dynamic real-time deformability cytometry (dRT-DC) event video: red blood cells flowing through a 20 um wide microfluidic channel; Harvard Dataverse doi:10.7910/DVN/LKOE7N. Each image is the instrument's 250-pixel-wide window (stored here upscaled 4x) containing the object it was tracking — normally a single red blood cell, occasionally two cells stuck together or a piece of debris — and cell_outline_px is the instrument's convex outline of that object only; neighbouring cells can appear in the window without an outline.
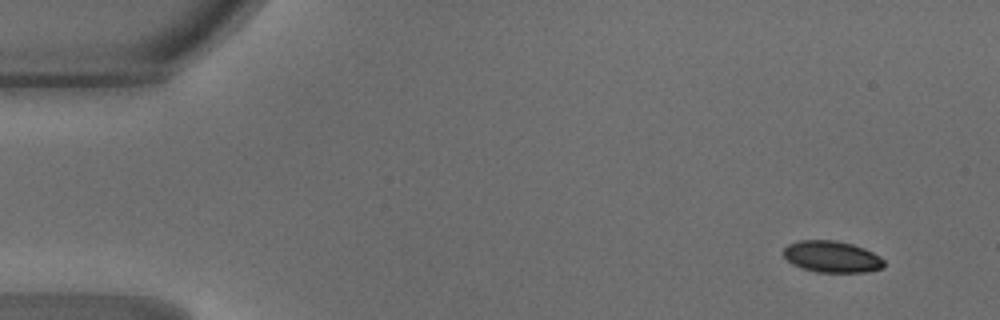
{"species": "common noctule bat (a hibernating species)", "species_latin": "Nyctalus noctula", "temperature_condition": "warm", "stored_images_in_passage": 45, "camera_frame_rate_fps": 3000, "um_per_image_px": 0.085, "animal": {"sex": "male", "body_mass_g": 18.8}, "frame": {"image": 1, "passage_image": 1, "time_ms": 0.0, "image_size_px": [1000, 320], "cell_outline_px": [[884, 268], [864, 272], [816, 272], [792, 264], [784, 256], [784, 248], [788, 244], [800, 240], [836, 240], [852, 244], [864, 248], [880, 256], [884, 260]], "centroid_in_image_um": [70.72, 21.81], "position_along_channel_um": 14.3, "area_um2": 18.44}}
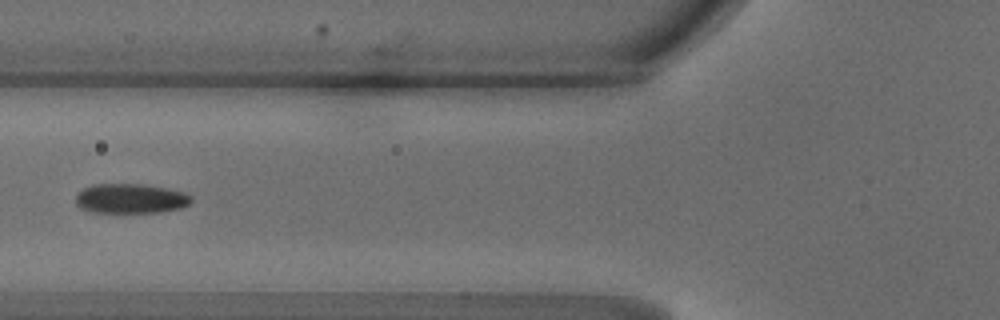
{"frame": {"image": 2, "passage_image": 16, "time_ms": 5.0, "image_size_px": [1000, 320], "cell_outline_px": [[192, 200], [188, 204], [180, 208], [160, 212], [88, 212], [80, 208], [76, 204], [76, 192], [92, 184], [144, 184], [184, 192], [192, 196]], "centroid_in_image_um": [11.06, 16.87], "position_along_channel_um": 114.7, "area_um2": 20.06}}
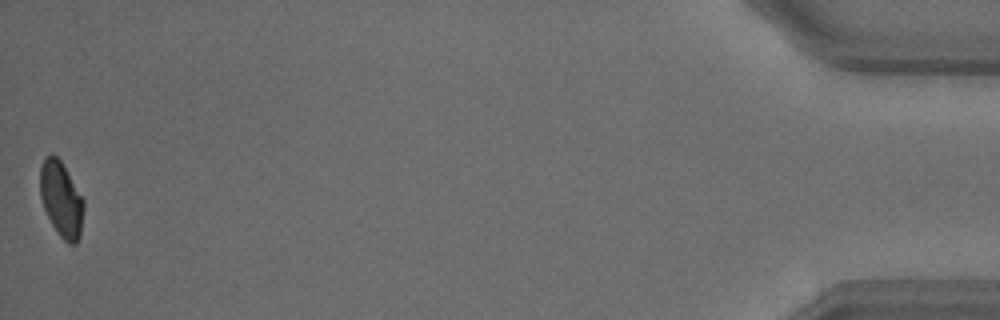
{"frame": {"image": 3, "passage_image": 45, "time_ms": 14.667, "image_size_px": [1000, 320], "cell_outline_px": [[84, 208], [80, 236], [76, 244], [68, 244], [60, 236], [52, 224], [44, 208], [40, 196], [40, 168], [44, 156], [52, 152], [60, 160], [84, 200]], "centroid_in_image_um": [5.2, 16.93], "position_along_channel_um": 430.0, "area_um2": 19.13}, "authors_computed_cell_mechanics": {"area_um2": 20.0566, "velocity_mm_per_s": 4.2288, "shape_relaxation_time_tau1_ms": 2.4638, "shape_relaxation_time_tau2_ms": 0.8918, "deformation_change_tau1": 0.11, "deformation_change_tau2": 0.0465}}